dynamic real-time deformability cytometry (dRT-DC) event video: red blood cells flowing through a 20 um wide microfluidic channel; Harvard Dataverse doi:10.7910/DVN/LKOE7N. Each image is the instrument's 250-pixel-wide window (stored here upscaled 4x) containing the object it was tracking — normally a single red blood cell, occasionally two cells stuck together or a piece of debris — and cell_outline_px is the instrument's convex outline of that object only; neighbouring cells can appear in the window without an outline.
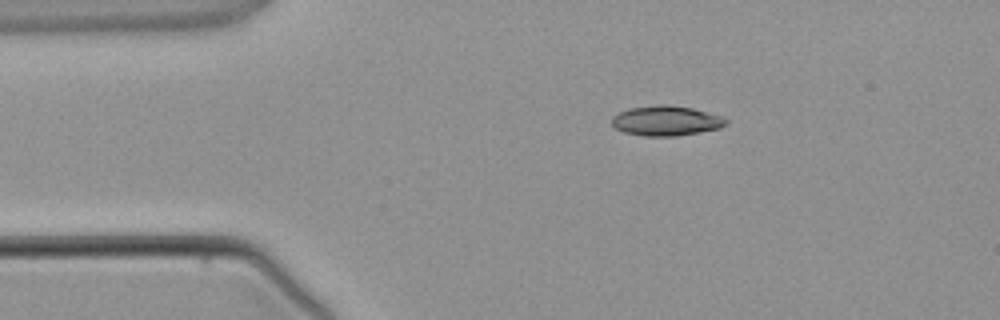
{"species": "common noctule bat (a hibernating species)", "species_latin": "Nyctalus noctula", "temperature_condition": "warm", "stored_images_in_passage": 3, "camera_frame_rate_fps": 3000, "um_per_image_px": 0.085, "animal": {"sex": "male", "body_mass_g": 21.5, "forearm_length_mm": 52.0}, "frame": {"image": 1, "passage_image": 2, "time_ms": 1.333, "image_size_px": [1000, 320], "cell_outline_px": [[728, 124], [720, 128], [676, 136], [644, 136], [624, 132], [616, 128], [612, 124], [612, 116], [628, 108], [660, 104], [668, 104], [692, 108], [720, 116], [728, 120]], "centroid_in_image_um": [56.61, 10.26], "position_along_channel_um": 28.4, "area_um2": 19.88}}